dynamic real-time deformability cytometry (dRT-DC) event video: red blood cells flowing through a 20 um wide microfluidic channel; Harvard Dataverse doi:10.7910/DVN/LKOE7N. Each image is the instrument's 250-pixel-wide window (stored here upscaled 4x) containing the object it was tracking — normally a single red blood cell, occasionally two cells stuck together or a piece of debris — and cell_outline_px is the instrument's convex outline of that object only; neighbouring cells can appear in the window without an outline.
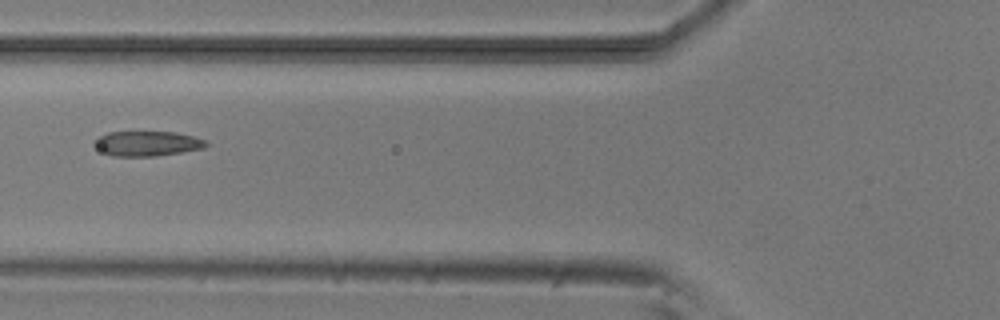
{"species": "common noctule bat (a hibernating species)", "species_latin": "Nyctalus noctula", "temperature_condition": "room temperature", "stored_images_in_passage": 10, "camera_frame_rate_fps": 3000, "um_per_image_px": 0.085, "animal": {"sex": "male", "body_mass_g": 20.5, "forearm_length_mm": 52.5}, "frame": {"image": 1, "passage_image": 6, "time_ms": 6.667, "image_size_px": [1000, 320], "cell_outline_px": [[208, 144], [204, 148], [156, 156], [112, 156], [104, 152], [92, 144], [92, 140], [108, 132], [176, 132], [208, 140]], "centroid_in_image_um": [12.51, 12.2], "position_along_channel_um": 113.3, "area_um2": 16.24}}
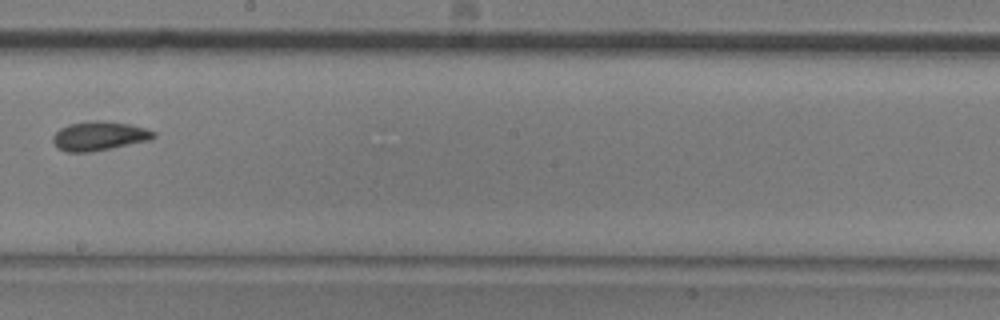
{"frame": {"image": 2, "passage_image": 9, "time_ms": 10.0, "image_size_px": [1000, 320], "cell_outline_px": [[156, 136], [148, 140], [88, 152], [64, 152], [56, 148], [52, 140], [52, 136], [60, 128], [68, 124], [92, 120], [104, 120], [128, 124], [144, 128], [156, 132]], "centroid_in_image_um": [8.36, 11.54], "position_along_channel_um": 239.8, "area_um2": 16.99}}
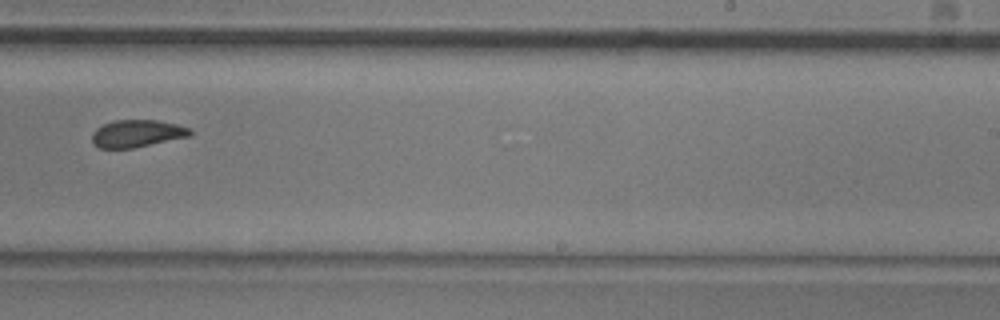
{"frame": {"image": 3, "passage_image": 10, "time_ms": 11.0, "image_size_px": [1000, 320], "cell_outline_px": [[192, 136], [132, 148], [100, 148], [92, 140], [92, 132], [96, 128], [104, 124], [116, 120], [156, 120], [176, 124], [188, 128], [192, 132]], "centroid_in_image_um": [11.66, 11.35], "position_along_channel_um": 277.3, "area_um2": 15.49}}